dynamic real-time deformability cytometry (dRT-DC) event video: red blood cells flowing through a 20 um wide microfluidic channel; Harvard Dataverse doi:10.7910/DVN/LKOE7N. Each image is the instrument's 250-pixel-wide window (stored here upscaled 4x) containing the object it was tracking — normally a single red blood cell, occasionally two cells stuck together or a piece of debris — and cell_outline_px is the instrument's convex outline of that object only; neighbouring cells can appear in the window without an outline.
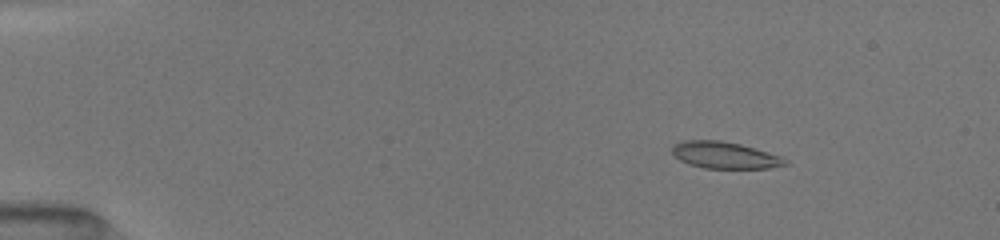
{"species": "common noctule bat (a hibernating species)", "species_latin": "Nyctalus noctula", "temperature_condition": "room temperature", "stored_images_in_passage": 12, "camera_frame_rate_fps": 3000, "um_per_image_px": 0.085, "animal": {"sex": "female", "body_mass_g": 19.5, "forearm_length_mm": 54.1}, "frame": {"image": 1, "passage_image": 5, "time_ms": 2.333, "image_size_px": [1000, 240], "cell_outline_px": [[788, 164], [768, 168], [704, 168], [680, 160], [672, 152], [672, 148], [676, 144], [688, 140], [716, 140], [740, 144], [780, 156]], "centroid_in_image_um": [61.6, 13.19], "position_along_channel_um": 23.4, "area_um2": 17.05}}
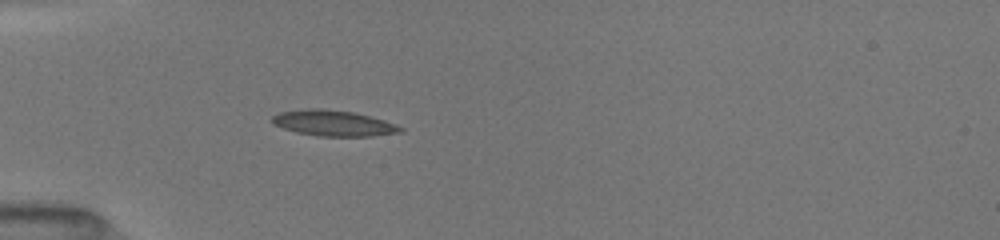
{"frame": {"image": 2, "passage_image": 10, "time_ms": 5.333, "image_size_px": [1000, 240], "cell_outline_px": [[404, 128], [400, 132], [372, 136], [320, 136], [296, 132], [284, 128], [276, 124], [272, 120], [272, 116], [280, 112], [320, 108], [352, 112], [384, 120]], "centroid_in_image_um": [28.36, 10.48], "position_along_channel_um": 56.6, "area_um2": 18.73}}
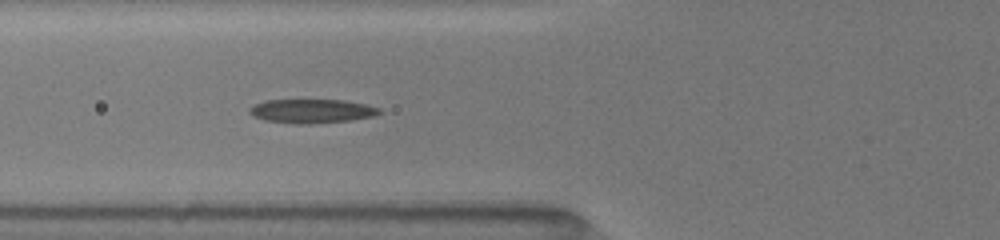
{"frame": {"image": 3, "passage_image": 12, "time_ms": 6.667, "image_size_px": [1000, 240], "cell_outline_px": [[380, 112], [372, 116], [348, 120], [308, 124], [292, 124], [264, 120], [252, 116], [248, 112], [248, 108], [264, 100], [344, 100], [364, 104], [380, 108]], "centroid_in_image_um": [26.42, 9.44], "position_along_channel_um": 99.4, "area_um2": 18.03}}